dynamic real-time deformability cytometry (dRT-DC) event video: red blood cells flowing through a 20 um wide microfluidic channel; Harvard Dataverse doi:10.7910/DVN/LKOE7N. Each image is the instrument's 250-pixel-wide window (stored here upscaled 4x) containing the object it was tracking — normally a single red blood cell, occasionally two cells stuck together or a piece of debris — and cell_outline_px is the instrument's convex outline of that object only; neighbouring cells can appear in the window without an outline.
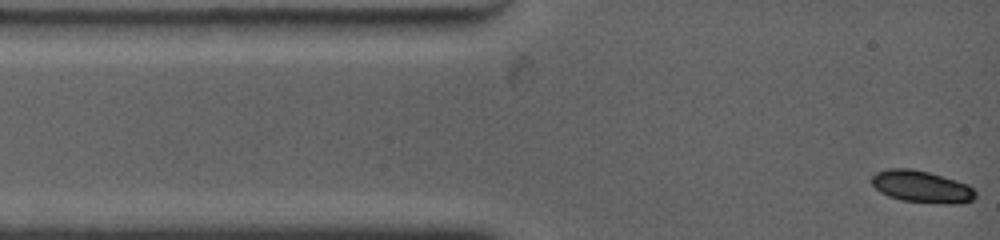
{"species": "common noctule bat (a hibernating species)", "species_latin": "Nyctalus noctula", "temperature_condition": "warm", "stored_images_in_passage": 44, "camera_frame_rate_fps": 4500, "um_per_image_px": 0.085, "animal": {"sex": "female", "body_mass_g": 19.0, "forearm_length_mm": 53.3}, "frame": {"image": 1, "passage_image": 1, "time_ms": 0.0, "image_size_px": [1000, 240], "cell_outline_px": [[976, 196], [972, 200], [964, 204], [944, 204], [900, 200], [888, 196], [880, 192], [872, 184], [872, 176], [876, 172], [888, 168], [912, 168], [928, 172], [956, 180], [968, 184], [976, 192]], "centroid_in_image_um": [78.35, 15.87], "position_along_channel_um": 6.6, "area_um2": 19.54}}
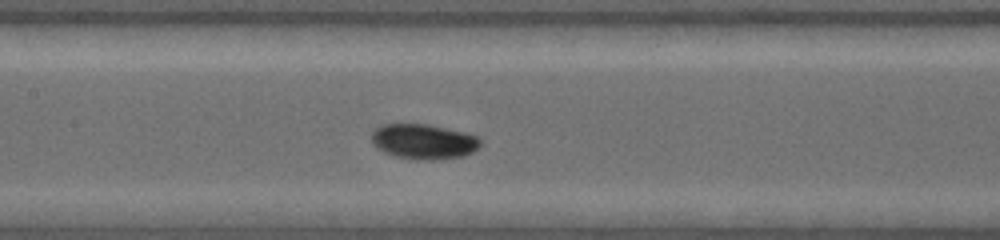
{"frame": {"image": 2, "passage_image": 26, "time_ms": 5.556, "image_size_px": [1000, 240], "cell_outline_px": [[480, 144], [472, 152], [464, 156], [432, 160], [420, 160], [392, 156], [376, 148], [372, 144], [372, 132], [376, 128], [384, 124], [424, 124], [460, 132], [476, 136], [480, 140]], "centroid_in_image_um": [35.94, 12.05], "position_along_channel_um": 171.5, "area_um2": 21.96}}
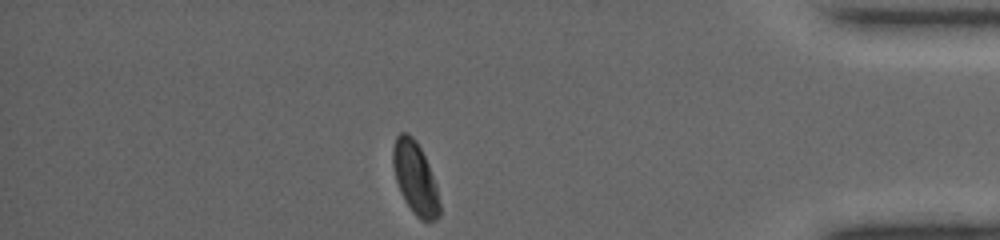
{"frame": {"image": 3, "passage_image": 44, "time_ms": 12.667, "image_size_px": [1000, 240], "cell_outline_px": [[440, 216], [436, 220], [420, 220], [412, 212], [404, 200], [400, 192], [396, 180], [392, 164], [392, 148], [396, 136], [400, 132], [408, 132], [416, 140], [428, 164], [436, 184], [440, 204]], "centroid_in_image_um": [35.28, 15.13], "position_along_channel_um": 399.9, "area_um2": 19.83}, "authors_computed_cell_mechanics": {"area_um2": 20.8658, "velocity_mm_per_s": 3.8022, "shape_relaxation_time_tau1_ms": 2.6198, "shape_relaxation_time_tau2_ms": 5.4322, "deformation_change_tau1": 0.1234, "deformation_change_tau2": 0.0281}}